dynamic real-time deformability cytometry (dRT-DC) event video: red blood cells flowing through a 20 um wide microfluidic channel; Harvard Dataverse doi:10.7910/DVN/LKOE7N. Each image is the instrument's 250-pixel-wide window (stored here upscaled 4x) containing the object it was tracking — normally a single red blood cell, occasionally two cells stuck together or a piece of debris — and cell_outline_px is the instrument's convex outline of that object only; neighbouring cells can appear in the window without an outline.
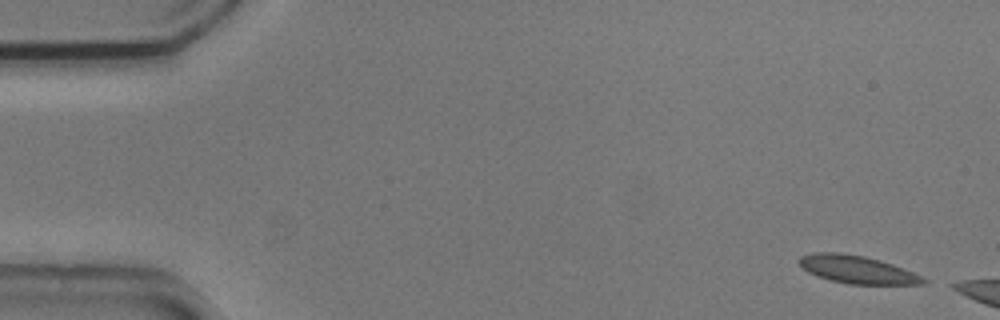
{"species": "common noctule bat (a hibernating species)", "species_latin": "Nyctalus noctula", "temperature_condition": "cold", "stored_images_in_passage": 4, "camera_frame_rate_fps": 3000, "um_per_image_px": 0.085, "animal": {"sex": "male", "body_mass_g": 20.5, "forearm_length_mm": 52.5}, "frame": {"image": 1, "passage_image": 1, "time_ms": 0.0, "image_size_px": [1000, 320], "cell_outline_px": [[928, 280], [924, 284], [848, 284], [832, 280], [808, 272], [800, 264], [800, 256], [816, 252], [840, 252], [864, 256], [880, 260], [892, 264], [912, 272]], "centroid_in_image_um": [72.87, 22.9], "position_along_channel_um": 12.1, "area_um2": 19.77}}